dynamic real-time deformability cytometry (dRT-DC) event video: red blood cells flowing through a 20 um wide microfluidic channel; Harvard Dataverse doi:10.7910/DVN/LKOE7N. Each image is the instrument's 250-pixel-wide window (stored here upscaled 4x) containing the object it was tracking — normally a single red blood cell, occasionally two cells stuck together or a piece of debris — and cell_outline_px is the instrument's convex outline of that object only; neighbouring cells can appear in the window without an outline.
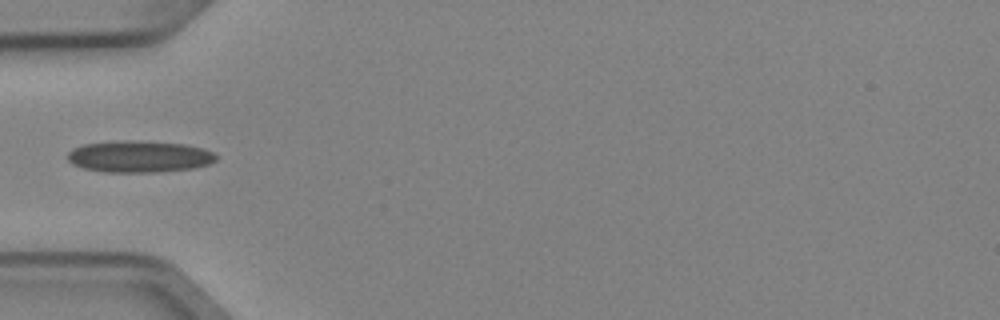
{"species": "Egyptian fruit bat (a non-hibernating species)", "species_latin": "Rousettus aegyptiacus", "temperature_condition": "cold", "stored_images_in_passage": 1, "camera_frame_rate_fps": 3000, "um_per_image_px": 0.085, "animal": {"sex": "female"}, "frame": {"image": 1, "passage_image": 1, "time_ms": 0.0, "image_size_px": [1000, 320], "cell_outline_px": [[216, 160], [208, 164], [192, 168], [160, 172], [104, 172], [84, 168], [72, 164], [68, 160], [68, 152], [72, 148], [84, 144], [124, 140], [184, 144], [200, 148], [212, 152], [216, 156]], "centroid_in_image_um": [11.79, 13.31], "position_along_channel_um": 73.2, "area_um2": 27.17}}